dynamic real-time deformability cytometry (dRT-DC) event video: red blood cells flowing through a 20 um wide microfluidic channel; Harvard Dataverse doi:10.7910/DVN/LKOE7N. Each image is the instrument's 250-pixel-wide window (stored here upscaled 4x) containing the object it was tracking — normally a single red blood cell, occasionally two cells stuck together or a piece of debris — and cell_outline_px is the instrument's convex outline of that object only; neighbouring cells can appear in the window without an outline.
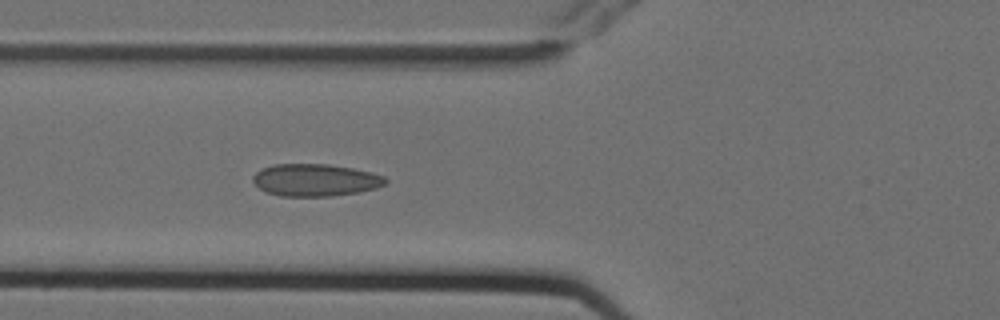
{"species": "Egyptian fruit bat (a non-hibernating species)", "species_latin": "Rousettus aegyptiacus", "temperature_condition": "cold", "stored_images_in_passage": 8, "segment_of_instrument_passage": [1, 2], "camera_frame_rate_fps": 3000, "um_per_image_px": 0.085, "animal": {"sex": "female"}, "frame": {"image": 1, "passage_image": 7, "time_ms": 2.0, "image_size_px": [1000, 320], "cell_outline_px": [[388, 180], [384, 184], [376, 188], [360, 192], [332, 196], [280, 196], [268, 192], [260, 188], [252, 180], [252, 176], [260, 168], [272, 164], [328, 164], [352, 168], [372, 172], [384, 176]], "centroid_in_image_um": [26.8, 15.3], "position_along_channel_um": 99.0, "area_um2": 25.03}}